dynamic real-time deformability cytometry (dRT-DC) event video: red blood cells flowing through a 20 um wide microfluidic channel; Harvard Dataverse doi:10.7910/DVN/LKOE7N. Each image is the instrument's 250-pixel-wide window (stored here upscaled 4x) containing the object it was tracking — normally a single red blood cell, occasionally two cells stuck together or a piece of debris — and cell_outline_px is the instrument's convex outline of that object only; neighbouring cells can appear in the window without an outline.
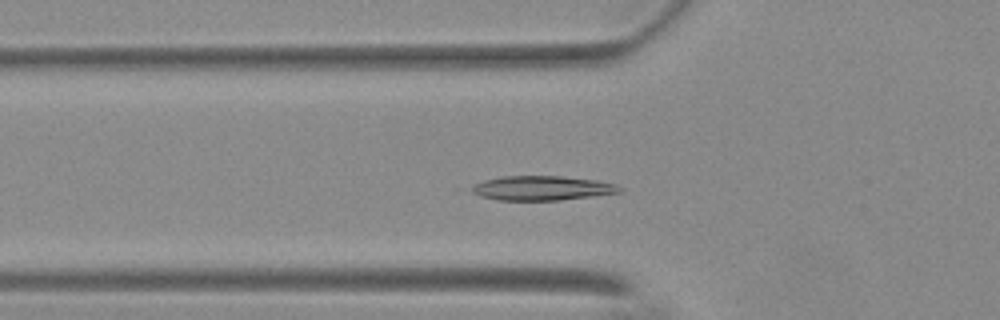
{"species": "Egyptian fruit bat (a non-hibernating species)", "species_latin": "Rousettus aegyptiacus", "temperature_condition": "warm", "stored_images_in_passage": 19, "camera_frame_rate_fps": 3000, "um_per_image_px": 0.085, "animal": {"sex": "female"}, "frame": {"image": 1, "passage_image": 19, "time_ms": 6.0, "image_size_px": [1000, 320], "cell_outline_px": [[624, 192], [560, 200], [496, 200], [480, 196], [456, 188], [484, 180], [500, 176], [564, 176], [596, 180], [616, 184], [624, 188]], "centroid_in_image_um": [45.91, 15.98], "position_along_channel_um": 79.9, "area_um2": 21.91}}